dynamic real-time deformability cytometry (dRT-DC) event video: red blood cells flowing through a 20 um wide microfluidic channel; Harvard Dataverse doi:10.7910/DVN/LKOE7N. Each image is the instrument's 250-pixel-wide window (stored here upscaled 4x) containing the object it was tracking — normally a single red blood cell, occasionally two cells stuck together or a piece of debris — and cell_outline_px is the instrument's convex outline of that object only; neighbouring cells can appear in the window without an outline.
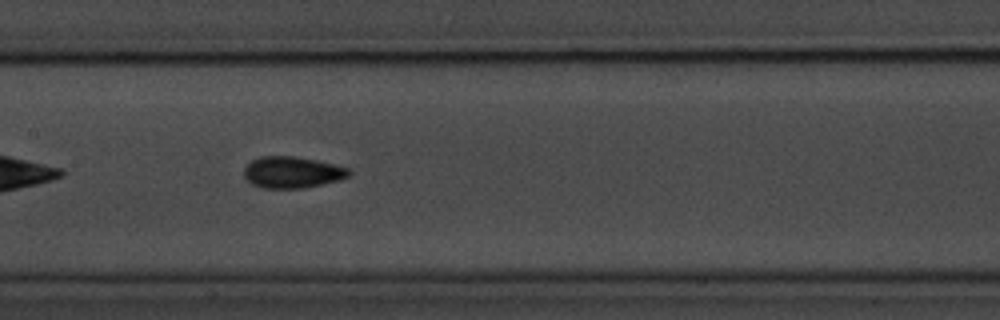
{"species": "common noctule bat (a hibernating species)", "species_latin": "Nyctalus noctula", "temperature_condition": "room temperature", "stored_images_in_passage": 39, "camera_frame_rate_fps": 3000, "um_per_image_px": 0.085, "animal": {"sex": "male", "body_mass_g": 20.1, "forearm_length_mm": 53.5}, "frame": {"image": 1, "passage_image": 12, "time_ms": 3.667, "image_size_px": [1000, 320], "cell_outline_px": [[352, 172], [348, 176], [340, 180], [304, 188], [260, 188], [252, 184], [244, 176], [244, 168], [252, 160], [260, 156], [296, 156], [316, 160], [348, 168]], "centroid_in_image_um": [24.83, 14.64], "position_along_channel_um": 182.6, "area_um2": 19.25}}
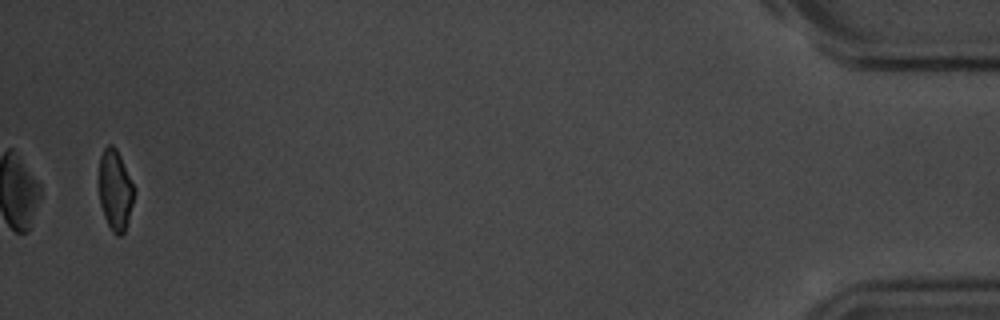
{"frame": {"image": 2, "passage_image": 39, "time_ms": 12.667, "image_size_px": [1000, 320], "cell_outline_px": [[132, 204], [128, 220], [124, 232], [120, 236], [116, 236], [112, 232], [104, 216], [100, 204], [100, 156], [104, 148], [108, 144], [112, 144], [116, 148], [120, 156], [132, 184]], "centroid_in_image_um": [9.76, 16.17], "position_along_channel_um": 425.4, "area_um2": 15.9}, "authors_computed_cell_mechanics": {"area_um2": 18.3804, "velocity_mm_per_s": 3.6782, "shape_relaxation_time_tau1_ms": 3.9578, "shape_relaxation_time_tau2_ms": 1.6196, "deformation_change_tau1": 0.1004, "deformation_change_tau2": 0.0762}}